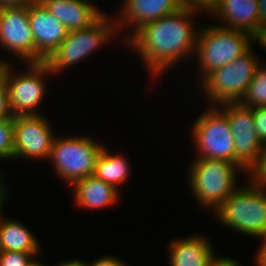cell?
Returning a JSON list of instances; mask_svg holds the SVG:
<instances>
[{"label":"cell","mask_w":266,"mask_h":266,"mask_svg":"<svg viewBox=\"0 0 266 266\" xmlns=\"http://www.w3.org/2000/svg\"><path fill=\"white\" fill-rule=\"evenodd\" d=\"M194 15L197 13L182 8L144 24L124 43L139 54L153 79L160 78L183 58L194 56L200 29L195 27Z\"/></svg>","instance_id":"6da1fadb"},{"label":"cell","mask_w":266,"mask_h":266,"mask_svg":"<svg viewBox=\"0 0 266 266\" xmlns=\"http://www.w3.org/2000/svg\"><path fill=\"white\" fill-rule=\"evenodd\" d=\"M188 168V185L197 203L213 213L240 187L238 173L244 171L238 164L224 160L193 158Z\"/></svg>","instance_id":"7a4b0ae2"},{"label":"cell","mask_w":266,"mask_h":266,"mask_svg":"<svg viewBox=\"0 0 266 266\" xmlns=\"http://www.w3.org/2000/svg\"><path fill=\"white\" fill-rule=\"evenodd\" d=\"M213 215L224 227L245 236L259 238L266 231V188L256 186L248 180Z\"/></svg>","instance_id":"3957f363"},{"label":"cell","mask_w":266,"mask_h":266,"mask_svg":"<svg viewBox=\"0 0 266 266\" xmlns=\"http://www.w3.org/2000/svg\"><path fill=\"white\" fill-rule=\"evenodd\" d=\"M207 26H200L194 52L200 81L209 72L230 64L243 55L252 47L253 42V36L249 33L225 29L217 24Z\"/></svg>","instance_id":"277c9868"},{"label":"cell","mask_w":266,"mask_h":266,"mask_svg":"<svg viewBox=\"0 0 266 266\" xmlns=\"http://www.w3.org/2000/svg\"><path fill=\"white\" fill-rule=\"evenodd\" d=\"M253 51L251 47L230 64L209 72L199 81V89L204 91L203 97L207 98L209 106L242 99L261 63Z\"/></svg>","instance_id":"5b68a950"},{"label":"cell","mask_w":266,"mask_h":266,"mask_svg":"<svg viewBox=\"0 0 266 266\" xmlns=\"http://www.w3.org/2000/svg\"><path fill=\"white\" fill-rule=\"evenodd\" d=\"M117 33L116 19L104 13L91 26L68 32L67 37L45 63L53 75L61 73L87 58Z\"/></svg>","instance_id":"8992f818"},{"label":"cell","mask_w":266,"mask_h":266,"mask_svg":"<svg viewBox=\"0 0 266 266\" xmlns=\"http://www.w3.org/2000/svg\"><path fill=\"white\" fill-rule=\"evenodd\" d=\"M104 145L85 136L55 137L49 159L56 175L71 186L94 173L95 163Z\"/></svg>","instance_id":"52a82bcc"},{"label":"cell","mask_w":266,"mask_h":266,"mask_svg":"<svg viewBox=\"0 0 266 266\" xmlns=\"http://www.w3.org/2000/svg\"><path fill=\"white\" fill-rule=\"evenodd\" d=\"M5 81L8 99L13 116L39 115L37 108L42 103L46 93L47 75L53 73L45 62L26 63V71H14L12 64L4 59Z\"/></svg>","instance_id":"ba28073f"},{"label":"cell","mask_w":266,"mask_h":266,"mask_svg":"<svg viewBox=\"0 0 266 266\" xmlns=\"http://www.w3.org/2000/svg\"><path fill=\"white\" fill-rule=\"evenodd\" d=\"M206 108L192 124L191 137L197 150L195 158L235 163L234 137L226 115L216 105Z\"/></svg>","instance_id":"9c48e42d"},{"label":"cell","mask_w":266,"mask_h":266,"mask_svg":"<svg viewBox=\"0 0 266 266\" xmlns=\"http://www.w3.org/2000/svg\"><path fill=\"white\" fill-rule=\"evenodd\" d=\"M216 106L226 115L234 137L235 164L247 175L257 163L264 145L254 125L253 108L244 107L239 102H225Z\"/></svg>","instance_id":"30bf717a"},{"label":"cell","mask_w":266,"mask_h":266,"mask_svg":"<svg viewBox=\"0 0 266 266\" xmlns=\"http://www.w3.org/2000/svg\"><path fill=\"white\" fill-rule=\"evenodd\" d=\"M14 153L16 159H49L53 141L56 136L52 125L45 116L17 115L14 116Z\"/></svg>","instance_id":"8fae6325"},{"label":"cell","mask_w":266,"mask_h":266,"mask_svg":"<svg viewBox=\"0 0 266 266\" xmlns=\"http://www.w3.org/2000/svg\"><path fill=\"white\" fill-rule=\"evenodd\" d=\"M0 45L25 63H35V41L28 5L0 7Z\"/></svg>","instance_id":"7c38bea8"},{"label":"cell","mask_w":266,"mask_h":266,"mask_svg":"<svg viewBox=\"0 0 266 266\" xmlns=\"http://www.w3.org/2000/svg\"><path fill=\"white\" fill-rule=\"evenodd\" d=\"M28 20L35 41V63L45 62L69 31L39 0L28 5Z\"/></svg>","instance_id":"4fadbf2b"},{"label":"cell","mask_w":266,"mask_h":266,"mask_svg":"<svg viewBox=\"0 0 266 266\" xmlns=\"http://www.w3.org/2000/svg\"><path fill=\"white\" fill-rule=\"evenodd\" d=\"M118 17L115 16L116 26L119 31L129 27L130 34H125L124 42L141 26L170 15L182 9L180 0H123ZM124 26V28H123ZM132 27V28H131ZM122 28V29H121Z\"/></svg>","instance_id":"5bb4252c"},{"label":"cell","mask_w":266,"mask_h":266,"mask_svg":"<svg viewBox=\"0 0 266 266\" xmlns=\"http://www.w3.org/2000/svg\"><path fill=\"white\" fill-rule=\"evenodd\" d=\"M70 31L91 26L104 12L90 0H39Z\"/></svg>","instance_id":"9a60e30c"},{"label":"cell","mask_w":266,"mask_h":266,"mask_svg":"<svg viewBox=\"0 0 266 266\" xmlns=\"http://www.w3.org/2000/svg\"><path fill=\"white\" fill-rule=\"evenodd\" d=\"M213 16L220 20L218 26L254 36L259 28L258 0H220Z\"/></svg>","instance_id":"2e32d148"},{"label":"cell","mask_w":266,"mask_h":266,"mask_svg":"<svg viewBox=\"0 0 266 266\" xmlns=\"http://www.w3.org/2000/svg\"><path fill=\"white\" fill-rule=\"evenodd\" d=\"M168 252L169 266H211L217 257L208 237L200 234L172 239Z\"/></svg>","instance_id":"e0dca14e"},{"label":"cell","mask_w":266,"mask_h":266,"mask_svg":"<svg viewBox=\"0 0 266 266\" xmlns=\"http://www.w3.org/2000/svg\"><path fill=\"white\" fill-rule=\"evenodd\" d=\"M71 187L74 203L83 209L99 210L112 207L120 199V192L115 186L94 175L77 180Z\"/></svg>","instance_id":"ac0fdd59"},{"label":"cell","mask_w":266,"mask_h":266,"mask_svg":"<svg viewBox=\"0 0 266 266\" xmlns=\"http://www.w3.org/2000/svg\"><path fill=\"white\" fill-rule=\"evenodd\" d=\"M2 213L0 211V251L39 253L40 243L33 232L16 219H4Z\"/></svg>","instance_id":"d6986e66"},{"label":"cell","mask_w":266,"mask_h":266,"mask_svg":"<svg viewBox=\"0 0 266 266\" xmlns=\"http://www.w3.org/2000/svg\"><path fill=\"white\" fill-rule=\"evenodd\" d=\"M108 151L104 145L96 159L93 175L119 190V186L129 179L131 166L126 155L111 154Z\"/></svg>","instance_id":"ffe728a7"},{"label":"cell","mask_w":266,"mask_h":266,"mask_svg":"<svg viewBox=\"0 0 266 266\" xmlns=\"http://www.w3.org/2000/svg\"><path fill=\"white\" fill-rule=\"evenodd\" d=\"M244 107H266V64L260 63L256 74L239 101Z\"/></svg>","instance_id":"44dd1931"},{"label":"cell","mask_w":266,"mask_h":266,"mask_svg":"<svg viewBox=\"0 0 266 266\" xmlns=\"http://www.w3.org/2000/svg\"><path fill=\"white\" fill-rule=\"evenodd\" d=\"M14 123L13 119L0 120V159L13 161Z\"/></svg>","instance_id":"7402d4cb"},{"label":"cell","mask_w":266,"mask_h":266,"mask_svg":"<svg viewBox=\"0 0 266 266\" xmlns=\"http://www.w3.org/2000/svg\"><path fill=\"white\" fill-rule=\"evenodd\" d=\"M37 255L38 253L0 251V266H31Z\"/></svg>","instance_id":"603a6c76"},{"label":"cell","mask_w":266,"mask_h":266,"mask_svg":"<svg viewBox=\"0 0 266 266\" xmlns=\"http://www.w3.org/2000/svg\"><path fill=\"white\" fill-rule=\"evenodd\" d=\"M246 176L254 185L266 188V144L262 147L257 163Z\"/></svg>","instance_id":"cb8c5ba5"},{"label":"cell","mask_w":266,"mask_h":266,"mask_svg":"<svg viewBox=\"0 0 266 266\" xmlns=\"http://www.w3.org/2000/svg\"><path fill=\"white\" fill-rule=\"evenodd\" d=\"M182 8L189 10L191 12L208 13V15H213L217 10L220 0H180ZM202 11V12H201Z\"/></svg>","instance_id":"d4e9b609"},{"label":"cell","mask_w":266,"mask_h":266,"mask_svg":"<svg viewBox=\"0 0 266 266\" xmlns=\"http://www.w3.org/2000/svg\"><path fill=\"white\" fill-rule=\"evenodd\" d=\"M14 119L9 105L7 85L5 81V63L0 64V120Z\"/></svg>","instance_id":"484cf974"},{"label":"cell","mask_w":266,"mask_h":266,"mask_svg":"<svg viewBox=\"0 0 266 266\" xmlns=\"http://www.w3.org/2000/svg\"><path fill=\"white\" fill-rule=\"evenodd\" d=\"M253 119L260 141L266 144V107L253 108Z\"/></svg>","instance_id":"4316f807"},{"label":"cell","mask_w":266,"mask_h":266,"mask_svg":"<svg viewBox=\"0 0 266 266\" xmlns=\"http://www.w3.org/2000/svg\"><path fill=\"white\" fill-rule=\"evenodd\" d=\"M89 266H128V264L116 256L105 255L98 257V259L89 263Z\"/></svg>","instance_id":"83f0119b"},{"label":"cell","mask_w":266,"mask_h":266,"mask_svg":"<svg viewBox=\"0 0 266 266\" xmlns=\"http://www.w3.org/2000/svg\"><path fill=\"white\" fill-rule=\"evenodd\" d=\"M259 238L263 240V243L255 256L256 264L266 266V231Z\"/></svg>","instance_id":"f1b7e54d"},{"label":"cell","mask_w":266,"mask_h":266,"mask_svg":"<svg viewBox=\"0 0 266 266\" xmlns=\"http://www.w3.org/2000/svg\"><path fill=\"white\" fill-rule=\"evenodd\" d=\"M254 43H258L266 52V25L258 28L257 33L253 36ZM266 64V62H264Z\"/></svg>","instance_id":"f546056e"},{"label":"cell","mask_w":266,"mask_h":266,"mask_svg":"<svg viewBox=\"0 0 266 266\" xmlns=\"http://www.w3.org/2000/svg\"><path fill=\"white\" fill-rule=\"evenodd\" d=\"M5 177L2 175H0V211H4L5 209H3V206H5V201L7 199V190H8V187H7V184L4 179ZM6 185V186H5Z\"/></svg>","instance_id":"4dcf8cb0"},{"label":"cell","mask_w":266,"mask_h":266,"mask_svg":"<svg viewBox=\"0 0 266 266\" xmlns=\"http://www.w3.org/2000/svg\"><path fill=\"white\" fill-rule=\"evenodd\" d=\"M211 266H242L239 262H236L232 257H217Z\"/></svg>","instance_id":"1f68e13d"},{"label":"cell","mask_w":266,"mask_h":266,"mask_svg":"<svg viewBox=\"0 0 266 266\" xmlns=\"http://www.w3.org/2000/svg\"><path fill=\"white\" fill-rule=\"evenodd\" d=\"M37 0H0V7L5 6H26Z\"/></svg>","instance_id":"d6a6232c"},{"label":"cell","mask_w":266,"mask_h":266,"mask_svg":"<svg viewBox=\"0 0 266 266\" xmlns=\"http://www.w3.org/2000/svg\"><path fill=\"white\" fill-rule=\"evenodd\" d=\"M259 28L266 25V0H258Z\"/></svg>","instance_id":"836d02e7"},{"label":"cell","mask_w":266,"mask_h":266,"mask_svg":"<svg viewBox=\"0 0 266 266\" xmlns=\"http://www.w3.org/2000/svg\"><path fill=\"white\" fill-rule=\"evenodd\" d=\"M54 266H89V263H86V261L84 262V260L73 259L61 261V263L59 262Z\"/></svg>","instance_id":"e575fe53"},{"label":"cell","mask_w":266,"mask_h":266,"mask_svg":"<svg viewBox=\"0 0 266 266\" xmlns=\"http://www.w3.org/2000/svg\"><path fill=\"white\" fill-rule=\"evenodd\" d=\"M31 266H46V265L42 264L40 261L36 260Z\"/></svg>","instance_id":"d590c367"}]
</instances>
